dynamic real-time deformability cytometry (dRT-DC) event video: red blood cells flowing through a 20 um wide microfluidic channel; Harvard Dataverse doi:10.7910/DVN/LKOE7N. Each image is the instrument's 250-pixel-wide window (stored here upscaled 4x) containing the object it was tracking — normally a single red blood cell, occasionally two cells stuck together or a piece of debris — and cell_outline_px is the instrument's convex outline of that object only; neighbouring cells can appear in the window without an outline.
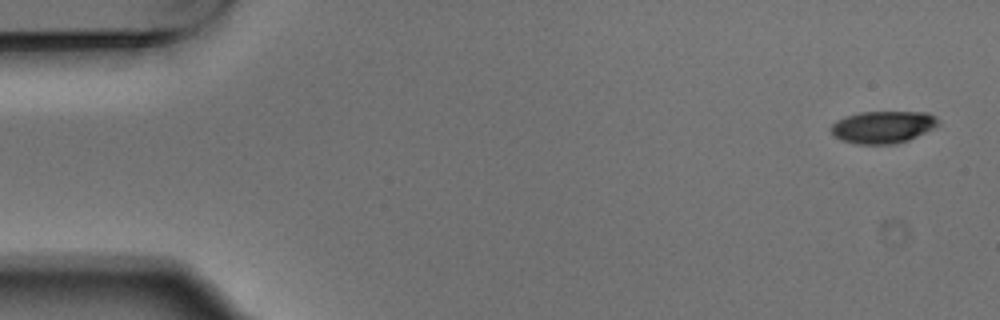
{"species": "Egyptian fruit bat (a non-hibernating species)", "species_latin": "Rousettus aegyptiacus", "temperature_condition": "warm", "stored_images_in_passage": 5, "camera_frame_rate_fps": 3000, "um_per_image_px": 0.085, "animal": {"sex": "male"}, "frame": {"image": 1, "passage_image": 1, "time_ms": 0.0, "image_size_px": [1000, 320], "cell_outline_px": [[940, 124], [908, 140], [896, 144], [856, 144], [840, 140], [828, 128], [836, 120], [844, 116], [860, 112], [928, 112], [936, 116], [940, 120]], "centroid_in_image_um": [75.03, 10.79], "position_along_channel_um": 10.0, "area_um2": 20.29}}
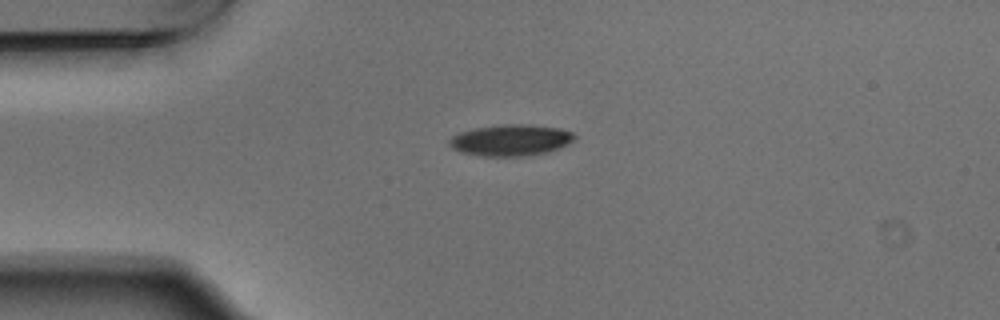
{"frame": {"image": 2, "passage_image": 4, "time_ms": 1.0, "image_size_px": [1000, 320], "cell_outline_px": [[576, 136], [568, 144], [560, 148], [548, 152], [520, 156], [484, 156], [460, 152], [452, 148], [448, 144], [448, 140], [452, 136], [460, 132], [476, 128], [504, 124], [524, 124], [560, 128], [572, 132]], "centroid_in_image_um": [43.4, 11.91], "position_along_channel_um": 41.6, "area_um2": 22.77}}